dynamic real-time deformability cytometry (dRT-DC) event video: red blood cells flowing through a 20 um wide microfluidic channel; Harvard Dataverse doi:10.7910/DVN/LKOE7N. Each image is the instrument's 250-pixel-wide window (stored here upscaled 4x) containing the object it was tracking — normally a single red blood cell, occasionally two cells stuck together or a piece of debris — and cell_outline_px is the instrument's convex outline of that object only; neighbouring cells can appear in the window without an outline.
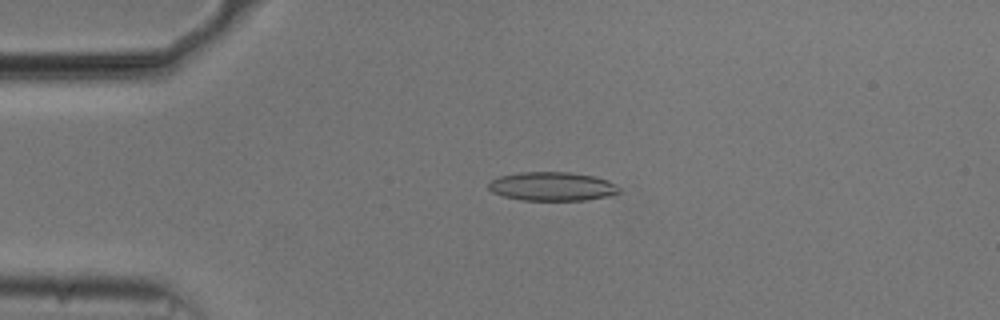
{"species": "common noctule bat (a hibernating species)", "species_latin": "Nyctalus noctula", "temperature_condition": "cold", "stored_images_in_passage": 54, "camera_frame_rate_fps": 3000, "um_per_image_px": 0.085, "animal": {"sex": "male", "body_mass_g": 20.5, "forearm_length_mm": 52.5}, "frame": {"image": 1, "passage_image": 12, "time_ms": 3.667, "image_size_px": [1000, 320], "cell_outline_px": [[620, 192], [608, 196], [584, 200], [520, 200], [504, 196], [492, 192], [488, 188], [488, 184], [492, 180], [500, 176], [520, 172], [568, 172], [596, 176], [608, 180], [620, 188]], "centroid_in_image_um": [46.94, 15.84], "position_along_channel_um": 38.1, "area_um2": 21.91}}
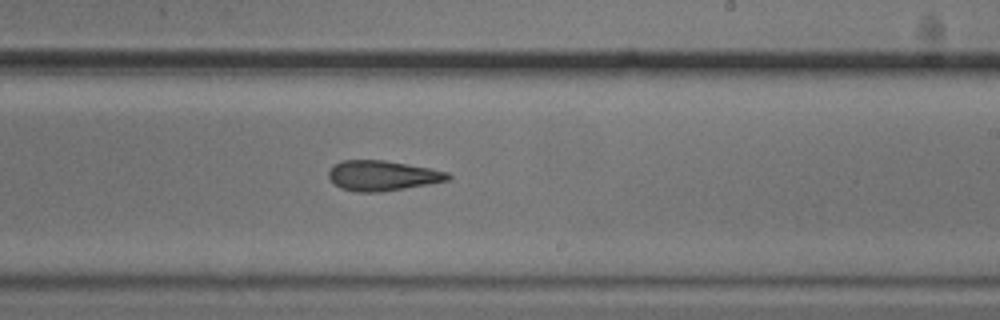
{"frame": {"image": 2, "passage_image": 32, "time_ms": 10.333, "image_size_px": [1000, 320], "cell_outline_px": [[452, 176], [448, 180], [428, 184], [380, 192], [356, 192], [340, 188], [328, 176], [328, 172], [332, 164], [340, 160], [384, 160], [428, 168], [448, 172]], "centroid_in_image_um": [32.46, 14.92], "position_along_channel_um": 256.5, "area_um2": 20.87}}
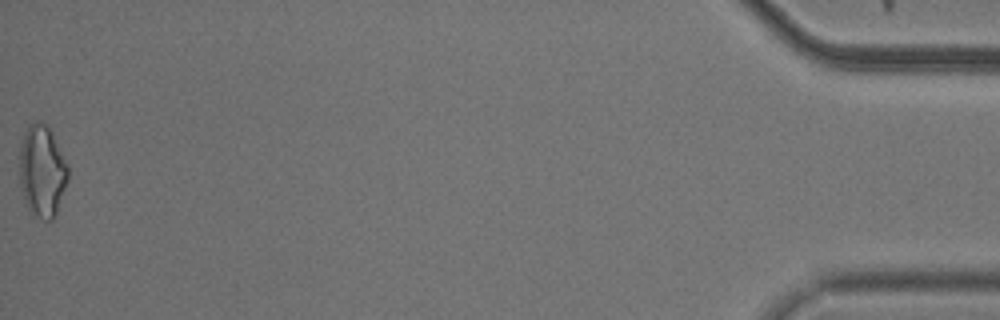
{"frame": {"image": 3, "passage_image": 54, "time_ms": 17.667, "image_size_px": [1000, 320], "cell_outline_px": [[68, 180], [56, 212], [52, 220], [44, 220], [32, 216], [24, 204], [20, 188], [20, 140], [28, 124], [36, 120], [40, 120], [48, 124], [68, 164]], "centroid_in_image_um": [3.56, 14.52], "position_along_channel_um": 431.6, "area_um2": 26.65}, "authors_computed_cell_mechanics": {"area_um2": 21.4727, "velocity_mm_per_s": 3.7316, "shape_relaxation_time_tau1_ms": 3.5354, "shape_relaxation_time_tau2_ms": 3.8722, "deformation_change_tau1": 0.1408, "deformation_change_tau2": 0.1549}}